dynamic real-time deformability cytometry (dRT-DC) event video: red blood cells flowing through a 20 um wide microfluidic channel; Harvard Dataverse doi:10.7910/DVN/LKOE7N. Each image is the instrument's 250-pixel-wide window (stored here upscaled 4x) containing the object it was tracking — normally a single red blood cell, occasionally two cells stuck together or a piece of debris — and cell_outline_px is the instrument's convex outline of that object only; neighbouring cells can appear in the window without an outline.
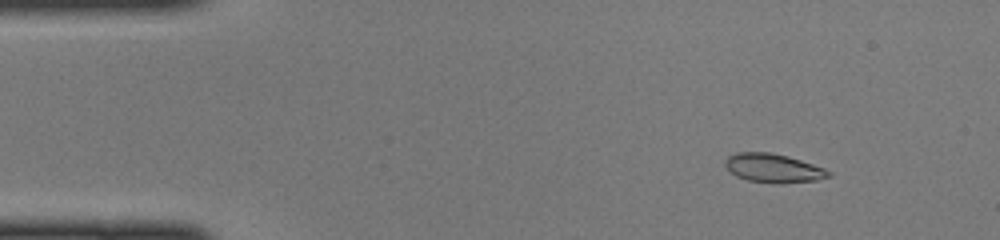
{"species": "common noctule bat (a hibernating species)", "species_latin": "Nyctalus noctula", "temperature_condition": "cold", "stored_images_in_passage": 42, "camera_frame_rate_fps": 3000, "um_per_image_px": 0.085, "animal": {"sex": "female", "body_mass_g": 22.0, "forearm_length_mm": 56.7}, "frame": {"image": 1, "passage_image": 1, "time_ms": 0.0, "image_size_px": [1000, 240], "cell_outline_px": [[832, 176], [816, 180], [748, 180], [736, 176], [724, 164], [724, 160], [728, 156], [736, 152], [772, 152], [788, 156], [824, 168], [832, 172]], "centroid_in_image_um": [65.7, 14.22], "position_along_channel_um": 19.3, "area_um2": 16.42}}
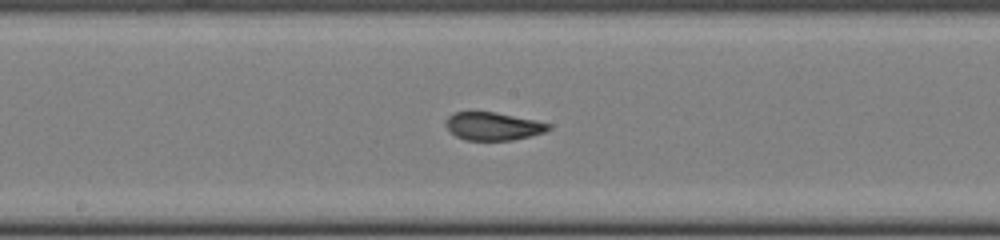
{"frame": {"image": 2, "passage_image": 20, "time_ms": 6.333, "image_size_px": [1000, 240], "cell_outline_px": [[552, 128], [544, 132], [512, 140], [464, 140], [456, 136], [444, 124], [444, 120], [448, 116], [456, 112], [496, 112], [552, 124]], "centroid_in_image_um": [41.89, 10.73], "position_along_channel_um": 206.3, "area_um2": 16.65}}
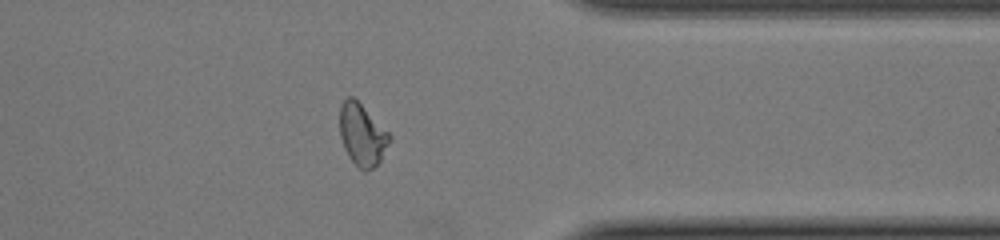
{"frame": {"image": 3, "passage_image": 33, "time_ms": 10.667, "image_size_px": [1000, 240], "cell_outline_px": [[392, 140], [380, 160], [372, 168], [364, 172], [348, 156], [344, 148], [340, 136], [340, 104], [348, 96], [352, 96], [392, 136]], "centroid_in_image_um": [30.78, 11.46], "position_along_channel_um": 380.6, "area_um2": 17.69}}